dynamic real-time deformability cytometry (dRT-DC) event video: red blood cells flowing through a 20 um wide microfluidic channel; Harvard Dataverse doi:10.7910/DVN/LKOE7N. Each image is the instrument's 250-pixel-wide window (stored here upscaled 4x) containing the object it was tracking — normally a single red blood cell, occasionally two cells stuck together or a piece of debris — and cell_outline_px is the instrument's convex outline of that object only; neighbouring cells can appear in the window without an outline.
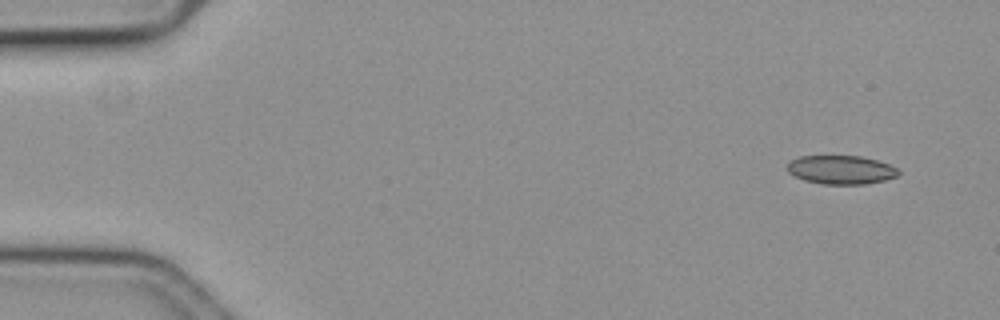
{"species": "common noctule bat (a hibernating species)", "species_latin": "Nyctalus noctula", "temperature_condition": "cold", "stored_images_in_passage": 56, "camera_frame_rate_fps": 3000, "um_per_image_px": 0.085, "animal": {"sex": "female", "body_mass_g": 19.3, "forearm_length_mm": 54.1}, "frame": {"image": 1, "passage_image": 1, "time_ms": 0.0, "image_size_px": [1000, 320], "cell_outline_px": [[900, 172], [896, 176], [884, 180], [864, 184], [824, 184], [804, 180], [788, 172], [788, 164], [792, 160], [800, 156], [860, 156], [876, 160], [888, 164], [896, 168]], "centroid_in_image_um": [71.48, 14.43], "position_along_channel_um": 13.5, "area_um2": 18.32}}
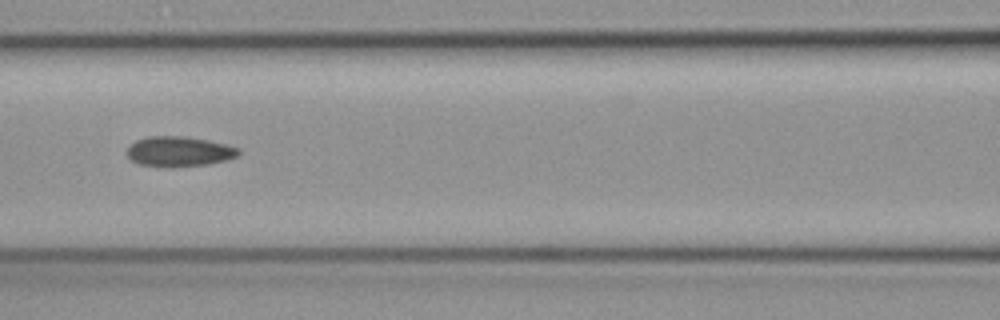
{"frame": {"image": 2, "passage_image": 23, "time_ms": 7.333, "image_size_px": [1000, 320], "cell_outline_px": [[240, 152], [236, 156], [228, 160], [208, 164], [172, 168], [168, 168], [140, 164], [132, 160], [128, 156], [128, 148], [136, 140], [148, 136], [184, 136], [208, 140], [240, 148]], "centroid_in_image_um": [15.24, 12.89], "position_along_channel_um": 151.4, "area_um2": 19.65}}
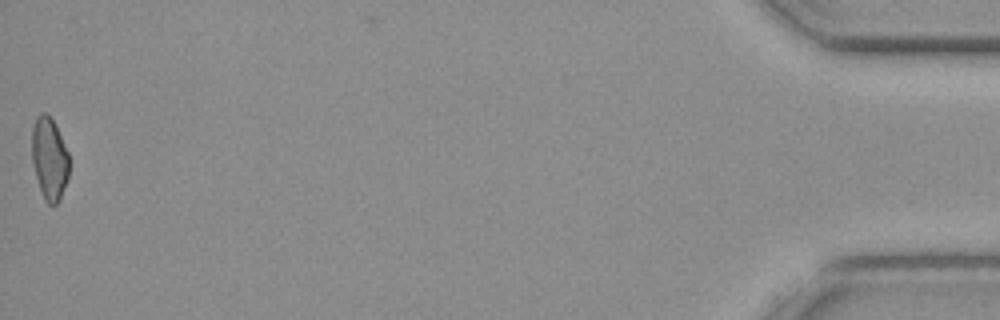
{"frame": {"image": 3, "passage_image": 55, "time_ms": 18.0, "image_size_px": [1000, 320], "cell_outline_px": [[68, 176], [60, 200], [56, 204], [48, 204], [44, 200], [36, 176], [32, 160], [32, 128], [36, 116], [40, 112], [44, 112], [52, 120], [68, 152]], "centroid_in_image_um": [4.18, 13.49], "position_along_channel_um": 431.0, "area_um2": 17.57}, "authors_computed_cell_mechanics": {"area_um2": 18.9584, "velocity_mm_per_s": 3.5941, "shape_relaxation_time_tau1_ms": null, "shape_relaxation_time_tau2_ms": 5.6945, "deformation_change_tau1": null, "deformation_change_tau2": 0.0961}}